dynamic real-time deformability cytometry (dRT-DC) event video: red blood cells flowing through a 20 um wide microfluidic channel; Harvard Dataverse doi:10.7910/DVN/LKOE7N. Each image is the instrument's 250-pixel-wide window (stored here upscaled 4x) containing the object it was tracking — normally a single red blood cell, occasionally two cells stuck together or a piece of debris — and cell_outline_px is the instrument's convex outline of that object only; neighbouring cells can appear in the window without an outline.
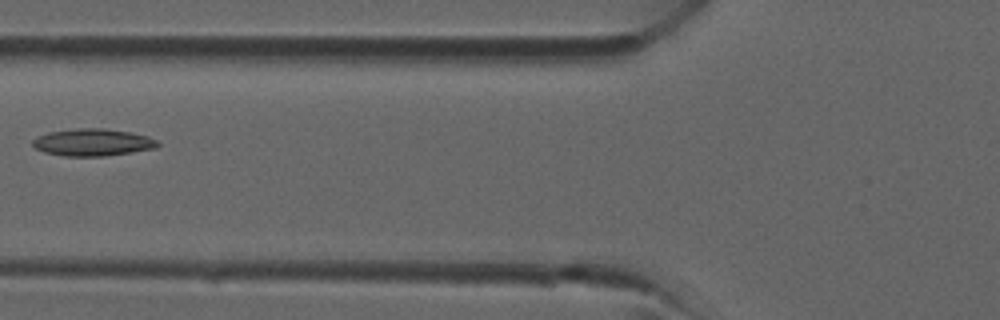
{"species": "common noctule bat (a hibernating species)", "species_latin": "Nyctalus noctula", "temperature_condition": "room temperature", "stored_images_in_passage": 4, "camera_frame_rate_fps": 3000, "um_per_image_px": 0.085, "animal": {"sex": "male", "forearm_length_mm": 52.5}, "frame": {"image": 1, "passage_image": 4, "time_ms": 3.333, "image_size_px": [1000, 320], "cell_outline_px": [[160, 144], [156, 148], [132, 152], [104, 156], [64, 156], [44, 152], [36, 148], [32, 144], [32, 140], [36, 136], [48, 132], [76, 128], [104, 128], [132, 132], [148, 136], [156, 140]], "centroid_in_image_um": [7.87, 12.09], "position_along_channel_um": 117.9, "area_um2": 19.94}}